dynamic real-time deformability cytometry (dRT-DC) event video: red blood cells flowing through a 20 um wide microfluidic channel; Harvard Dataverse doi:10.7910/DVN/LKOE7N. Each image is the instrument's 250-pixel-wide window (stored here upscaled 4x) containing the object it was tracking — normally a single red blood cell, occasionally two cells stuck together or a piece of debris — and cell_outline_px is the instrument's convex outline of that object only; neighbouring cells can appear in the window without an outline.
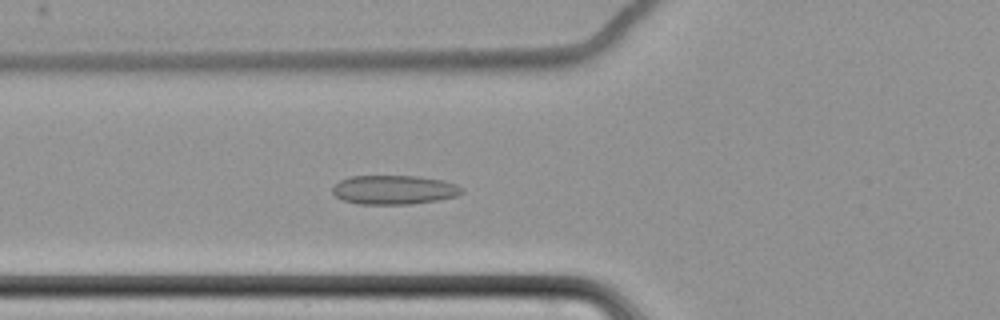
{"species": "common noctule bat (a hibernating species)", "species_latin": "Nyctalus noctula", "temperature_condition": "cold", "stored_images_in_passage": 64, "camera_frame_rate_fps": 3000, "um_per_image_px": 0.085, "animal": {"sex": "female", "body_mass_g": 22.7, "forearm_length_mm": 54.2}, "frame": {"image": 1, "passage_image": 27, "time_ms": 8.667, "image_size_px": [1000, 320], "cell_outline_px": [[464, 192], [456, 196], [436, 200], [408, 204], [360, 204], [344, 200], [336, 196], [332, 192], [332, 188], [340, 180], [352, 176], [420, 176], [444, 180], [456, 184], [464, 188]], "centroid_in_image_um": [33.53, 16.12], "position_along_channel_um": 92.3, "area_um2": 21.91}}
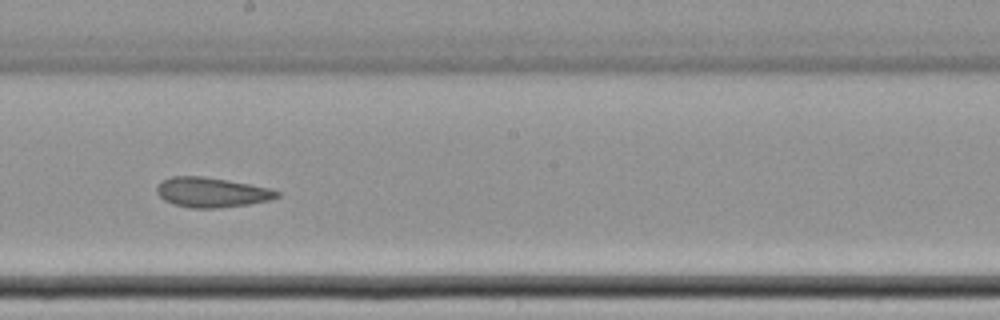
{"frame": {"image": 2, "passage_image": 39, "time_ms": 12.667, "image_size_px": [1000, 320], "cell_outline_px": [[280, 196], [268, 200], [248, 204], [216, 208], [192, 208], [172, 204], [164, 200], [156, 192], [156, 188], [160, 180], [172, 176], [200, 176], [248, 184], [268, 188], [280, 192]], "centroid_in_image_um": [17.93, 16.35], "position_along_channel_um": 230.3, "area_um2": 20.69}}
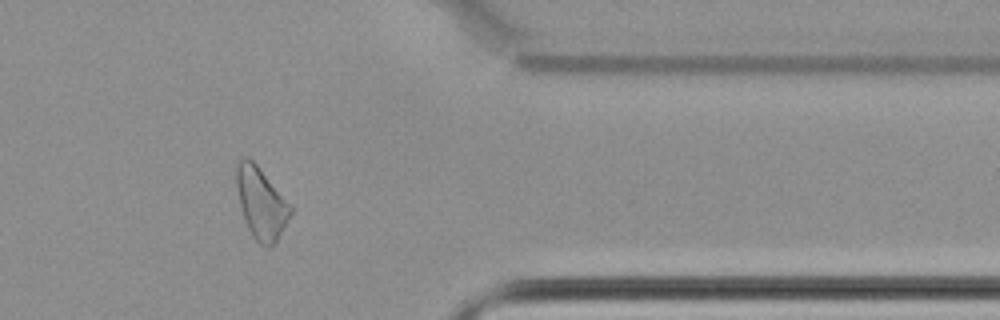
{"frame": {"image": 3, "passage_image": 54, "time_ms": 17.667, "image_size_px": [1000, 320], "cell_outline_px": [[292, 212], [276, 240], [268, 248], [260, 244], [252, 236], [244, 220], [236, 188], [236, 164], [244, 156], [248, 156], [256, 164], [292, 208]], "centroid_in_image_um": [22.15, 17.25], "position_along_channel_um": 389.3, "area_um2": 21.91}, "authors_computed_cell_mechanics": {"area_um2": 23.4957, "velocity_mm_per_s": 3.455, "shape_relaxation_time_tau1_ms": null, "shape_relaxation_time_tau2_ms": 3.1563, "deformation_change_tau1": null, "deformation_change_tau2": 0.0864}}